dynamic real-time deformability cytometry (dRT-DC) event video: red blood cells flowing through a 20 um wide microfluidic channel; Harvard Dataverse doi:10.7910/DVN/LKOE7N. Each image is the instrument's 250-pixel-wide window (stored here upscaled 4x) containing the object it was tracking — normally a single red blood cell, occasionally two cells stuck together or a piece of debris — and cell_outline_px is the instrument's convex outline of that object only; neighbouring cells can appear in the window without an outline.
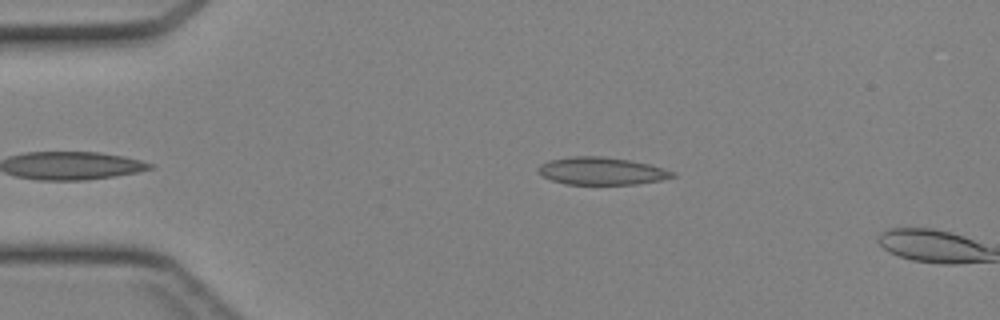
{"species": "Egyptian fruit bat (a non-hibernating species)", "species_latin": "Rousettus aegyptiacus", "temperature_condition": "cold", "stored_images_in_passage": 2, "camera_frame_rate_fps": 3000, "um_per_image_px": 0.085, "animal": {"sex": "female"}, "frame": {"image": 1, "passage_image": 1, "time_ms": 0.0, "image_size_px": [1000, 320], "cell_outline_px": [[676, 176], [660, 180], [636, 184], [564, 184], [552, 180], [536, 172], [536, 168], [540, 164], [548, 160], [568, 156], [604, 156], [628, 160], [648, 164], [664, 168], [676, 172]], "centroid_in_image_um": [51.09, 14.53], "position_along_channel_um": 33.9, "area_um2": 21.68}}